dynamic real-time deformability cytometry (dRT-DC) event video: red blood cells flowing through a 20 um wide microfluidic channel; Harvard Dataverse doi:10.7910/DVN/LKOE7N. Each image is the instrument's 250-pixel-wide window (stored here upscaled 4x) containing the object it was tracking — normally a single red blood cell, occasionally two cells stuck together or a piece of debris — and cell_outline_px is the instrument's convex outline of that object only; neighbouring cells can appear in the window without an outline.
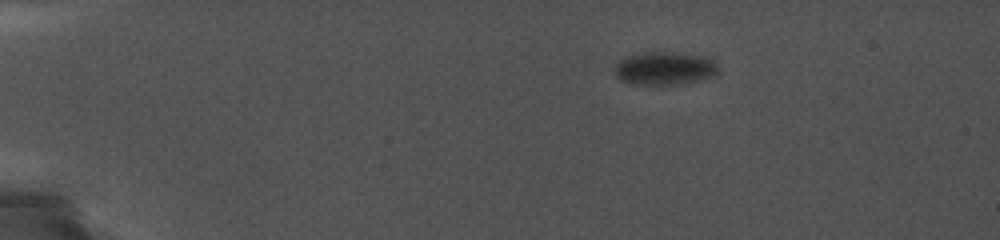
{"species": "common noctule bat (a hibernating species)", "species_latin": "Nyctalus noctula", "temperature_condition": "cold", "stored_images_in_passage": 88, "camera_frame_rate_fps": 5000, "um_per_image_px": 0.085, "animal": {"sex": "female", "body_mass_g": 19.0, "forearm_length_mm": 56.7}, "frame": {"image": 1, "passage_image": 16, "time_ms": 3.0, "image_size_px": [1000, 240], "cell_outline_px": [[716, 76], [704, 80], [684, 84], [632, 84], [620, 80], [616, 76], [616, 64], [620, 60], [628, 56], [644, 52], [672, 52], [704, 56], [712, 60], [716, 64]], "centroid_in_image_um": [56.52, 5.82], "position_along_channel_um": 28.5, "area_um2": 20.0}}
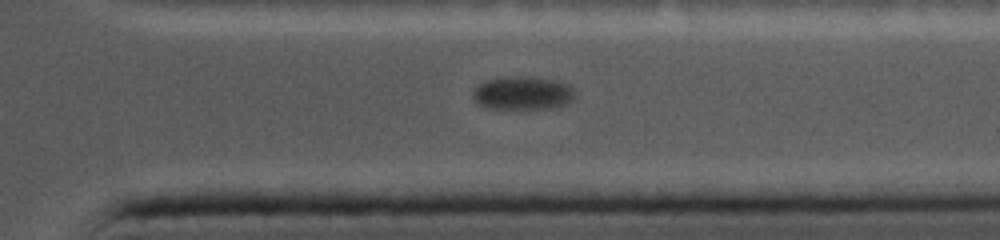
{"frame": {"image": 2, "passage_image": 73, "time_ms": 15.8, "image_size_px": [1000, 240], "cell_outline_px": [[576, 92], [572, 100], [556, 108], [492, 108], [480, 104], [476, 100], [476, 88], [484, 80], [508, 76], [532, 76], [556, 80], [568, 84]], "centroid_in_image_um": [44.51, 7.88], "position_along_channel_um": 366.9, "area_um2": 19.59}}
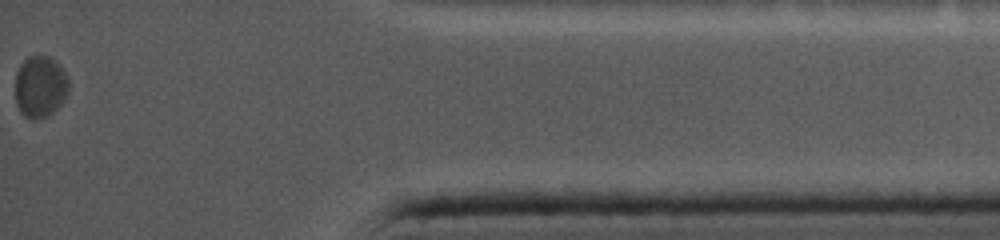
{"frame": {"image": 3, "passage_image": 88, "time_ms": 18.6, "image_size_px": [1000, 240], "cell_outline_px": [[68, 88], [64, 100], [52, 112], [44, 116], [28, 116], [20, 112], [16, 104], [16, 72], [20, 64], [28, 56], [48, 56], [56, 60], [64, 72], [68, 80]], "centroid_in_image_um": [3.4, 7.3], "position_along_channel_um": 431.8, "area_um2": 18.73}}